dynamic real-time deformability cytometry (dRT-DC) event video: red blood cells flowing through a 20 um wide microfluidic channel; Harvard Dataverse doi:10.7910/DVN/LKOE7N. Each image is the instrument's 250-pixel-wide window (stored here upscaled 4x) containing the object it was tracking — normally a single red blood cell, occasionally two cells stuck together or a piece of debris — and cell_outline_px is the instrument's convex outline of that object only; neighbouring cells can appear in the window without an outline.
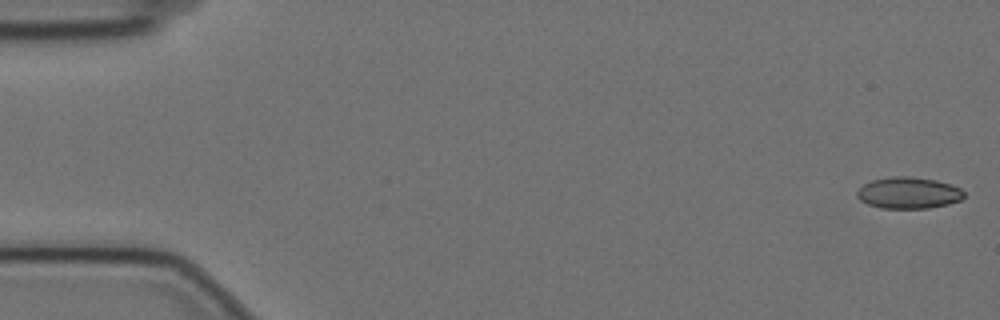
{"species": "Egyptian fruit bat (a non-hibernating species)", "species_latin": "Rousettus aegyptiacus", "temperature_condition": "cold", "stored_images_in_passage": 16, "camera_frame_rate_fps": 3000, "um_per_image_px": 0.085, "animal": {"sex": "female"}, "frame": {"image": 1, "passage_image": 1, "time_ms": 0.0, "image_size_px": [1000, 320], "cell_outline_px": [[964, 196], [960, 200], [948, 204], [928, 208], [880, 208], [868, 204], [860, 200], [856, 196], [856, 192], [864, 184], [872, 180], [892, 176], [912, 176], [936, 180], [960, 188], [964, 192]], "centroid_in_image_um": [77.2, 16.39], "position_along_channel_um": 7.8, "area_um2": 19.59}}
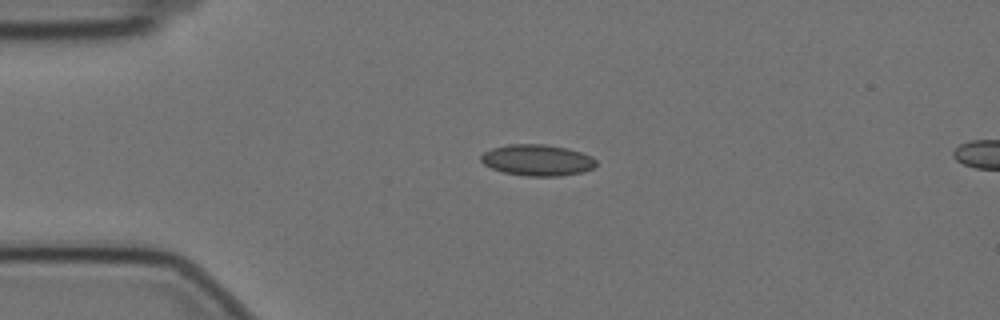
{"frame": {"image": 2, "passage_image": 13, "time_ms": 4.0, "image_size_px": [1000, 320], "cell_outline_px": [[596, 164], [592, 168], [584, 172], [560, 176], [528, 176], [504, 172], [492, 168], [484, 164], [480, 160], [480, 156], [484, 152], [492, 148], [508, 144], [544, 144], [568, 148], [592, 156], [596, 160]], "centroid_in_image_um": [45.68, 13.61], "position_along_channel_um": 39.3, "area_um2": 20.98}}